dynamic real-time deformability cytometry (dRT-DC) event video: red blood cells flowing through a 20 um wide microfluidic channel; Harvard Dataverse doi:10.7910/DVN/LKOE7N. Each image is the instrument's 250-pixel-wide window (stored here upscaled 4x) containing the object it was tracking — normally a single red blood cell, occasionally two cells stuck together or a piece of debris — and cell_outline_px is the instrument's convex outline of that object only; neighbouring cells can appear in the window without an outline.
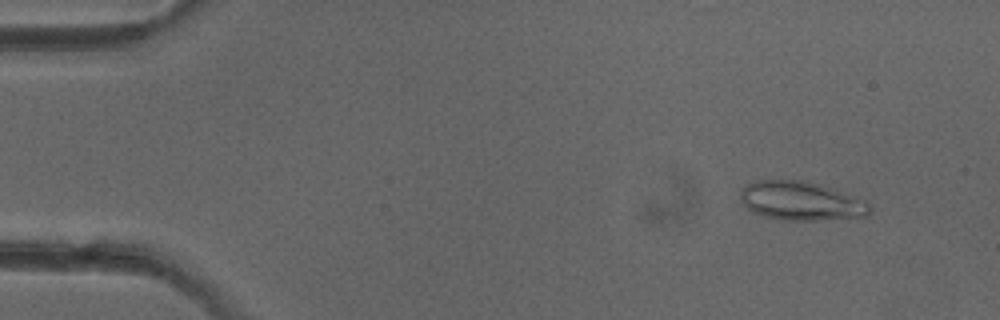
{"species": "common noctule bat (a hibernating species)", "species_latin": "Nyctalus noctula", "temperature_condition": "cold", "stored_images_in_passage": 3, "camera_frame_rate_fps": 3000, "um_per_image_px": 0.085, "animal": {"sex": "female"}, "frame": {"image": 1, "passage_image": 1, "time_ms": 0.0, "image_size_px": [1000, 320], "cell_outline_px": [[872, 212], [868, 216], [816, 220], [780, 220], [760, 216], [752, 212], [744, 204], [740, 196], [740, 192], [744, 184], [756, 180], [800, 180], [820, 184], [864, 200], [872, 204]], "centroid_in_image_um": [68.08, 17.09], "position_along_channel_um": 16.9, "area_um2": 29.54}}